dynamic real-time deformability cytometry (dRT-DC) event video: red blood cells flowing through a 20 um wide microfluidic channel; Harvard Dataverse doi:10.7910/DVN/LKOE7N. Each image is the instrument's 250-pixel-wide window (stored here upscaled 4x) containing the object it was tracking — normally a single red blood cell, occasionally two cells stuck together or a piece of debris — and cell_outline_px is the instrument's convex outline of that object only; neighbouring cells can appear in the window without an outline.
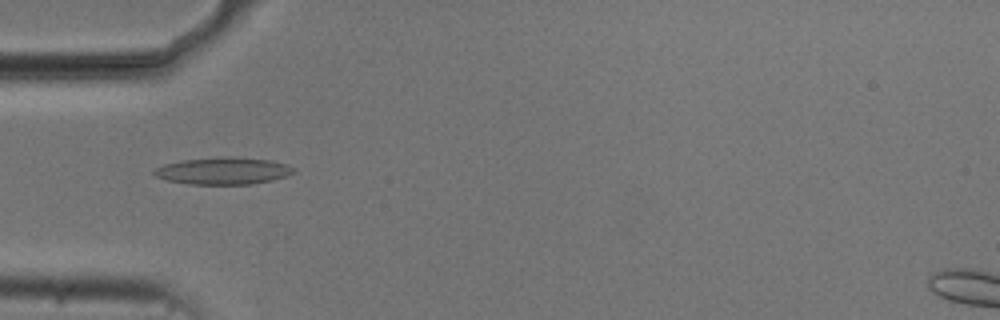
{"species": "common noctule bat (a hibernating species)", "species_latin": "Nyctalus noctula", "temperature_condition": "cold", "stored_images_in_passage": 54, "camera_frame_rate_fps": 3000, "um_per_image_px": 0.085, "animal": {"sex": "male", "body_mass_g": 20.5, "forearm_length_mm": 52.5}, "frame": {"image": 1, "passage_image": 17, "time_ms": 5.333, "image_size_px": [1000, 320], "cell_outline_px": [[296, 172], [272, 180], [252, 184], [188, 184], [168, 180], [156, 176], [152, 172], [156, 168], [164, 164], [180, 160], [236, 156], [272, 160], [296, 168]], "centroid_in_image_um": [18.99, 14.52], "position_along_channel_um": 66.0, "area_um2": 21.96}}
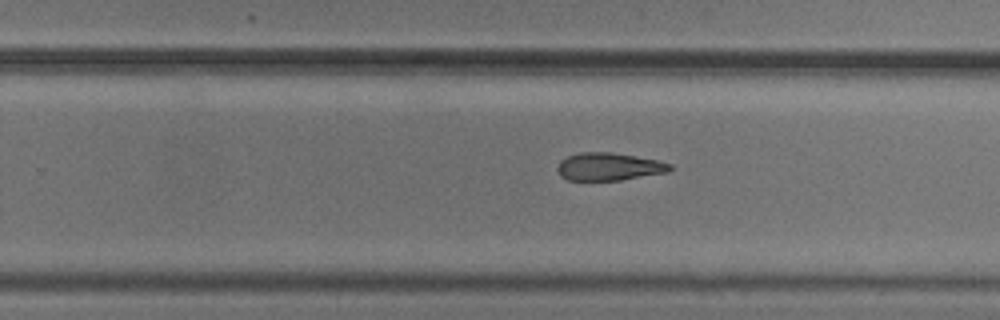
{"frame": {"image": 2, "passage_image": 34, "time_ms": 11.0, "image_size_px": [1000, 320], "cell_outline_px": [[676, 168], [668, 172], [620, 180], [568, 180], [560, 176], [556, 168], [560, 160], [568, 156], [580, 152], [612, 152], [636, 156], [656, 160], [672, 164]], "centroid_in_image_um": [51.77, 14.16], "position_along_channel_um": 278.0, "area_um2": 18.32}}
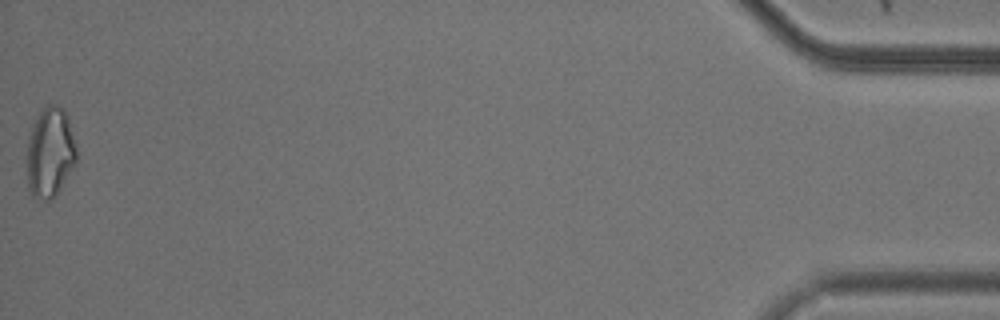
{"frame": {"image": 3, "passage_image": 54, "time_ms": 17.667, "image_size_px": [1000, 320], "cell_outline_px": [[76, 164], [52, 200], [44, 200], [32, 196], [28, 188], [24, 160], [28, 140], [32, 124], [40, 112], [48, 104], [56, 104], [64, 108], [68, 116], [76, 148]], "centroid_in_image_um": [4.22, 12.97], "position_along_channel_um": 431.0, "area_um2": 26.65}, "authors_computed_cell_mechanics": {"area_um2": 20.3456, "velocity_mm_per_s": 3.7368, "shape_relaxation_time_tau1_ms": 4.4852, "shape_relaxation_time_tau2_ms": 6.6261, "deformation_change_tau1": 0.1207, "deformation_change_tau2": 0.1783}}